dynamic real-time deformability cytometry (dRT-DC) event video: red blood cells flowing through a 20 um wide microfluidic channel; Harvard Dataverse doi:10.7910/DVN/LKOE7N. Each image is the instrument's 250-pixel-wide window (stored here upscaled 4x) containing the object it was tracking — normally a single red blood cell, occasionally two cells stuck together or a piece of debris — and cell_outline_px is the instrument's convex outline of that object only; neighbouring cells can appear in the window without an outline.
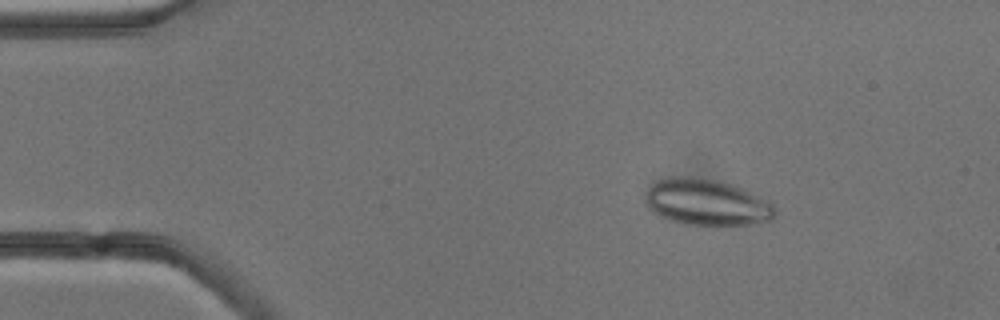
{"species": "common noctule bat (a hibernating species)", "species_latin": "Nyctalus noctula", "temperature_condition": "cold", "stored_images_in_passage": 4, "camera_frame_rate_fps": 3000, "um_per_image_px": 0.085, "animal": {"sex": "male", "body_mass_g": 13.3}, "frame": {"image": 1, "passage_image": 2, "time_ms": 2.0, "image_size_px": [1000, 320], "cell_outline_px": [[776, 216], [772, 220], [752, 224], [724, 228], [720, 228], [684, 224], [668, 220], [652, 212], [648, 208], [644, 200], [648, 188], [652, 184], [660, 180], [672, 176], [696, 176], [716, 180], [732, 184], [768, 200], [776, 208]], "centroid_in_image_um": [60.09, 17.24], "position_along_channel_um": 24.9, "area_um2": 36.13}}